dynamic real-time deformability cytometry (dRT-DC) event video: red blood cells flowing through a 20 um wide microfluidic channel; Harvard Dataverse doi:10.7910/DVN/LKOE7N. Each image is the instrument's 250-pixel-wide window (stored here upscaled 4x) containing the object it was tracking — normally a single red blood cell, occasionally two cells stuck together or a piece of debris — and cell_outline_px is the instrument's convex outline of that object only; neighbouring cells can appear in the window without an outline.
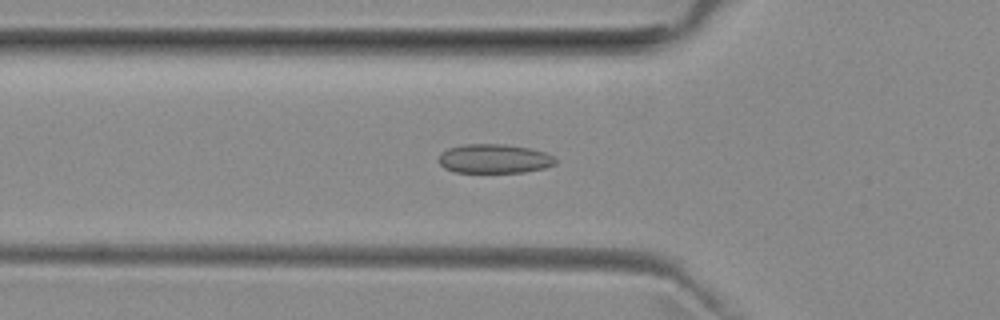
{"species": "common noctule bat (a hibernating species)", "species_latin": "Nyctalus noctula", "temperature_condition": "room temperature", "stored_images_in_passage": 52, "camera_frame_rate_fps": 3000, "um_per_image_px": 0.085, "animal": {"sex": "female", "body_mass_g": 29.2, "forearm_length_mm": 56.3}, "frame": {"image": 1, "passage_image": 18, "time_ms": 5.667, "image_size_px": [1000, 320], "cell_outline_px": [[556, 164], [544, 168], [524, 172], [452, 172], [444, 168], [436, 160], [440, 152], [448, 148], [464, 144], [504, 144], [528, 148], [544, 152], [552, 156], [556, 160]], "centroid_in_image_um": [41.94, 13.49], "position_along_channel_um": 83.9, "area_um2": 19.94}}
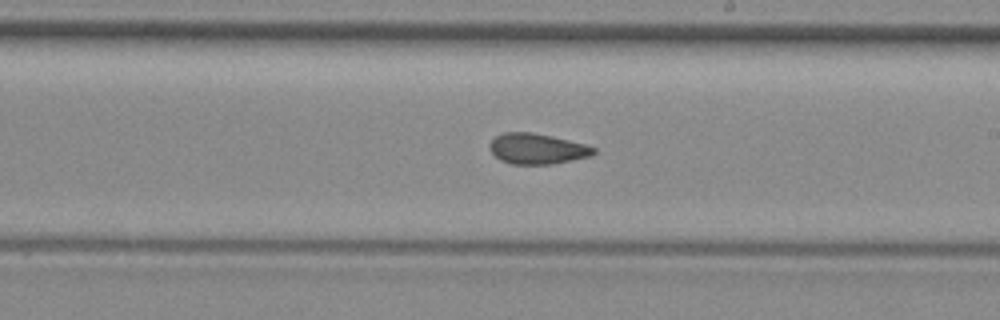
{"frame": {"image": 2, "passage_image": 30, "time_ms": 9.667, "image_size_px": [1000, 320], "cell_outline_px": [[596, 152], [592, 156], [552, 164], [512, 164], [500, 160], [488, 148], [488, 144], [496, 136], [504, 132], [532, 132], [552, 136], [588, 144], [596, 148]], "centroid_in_image_um": [45.68, 12.64], "position_along_channel_um": 243.3, "area_um2": 18.73}}
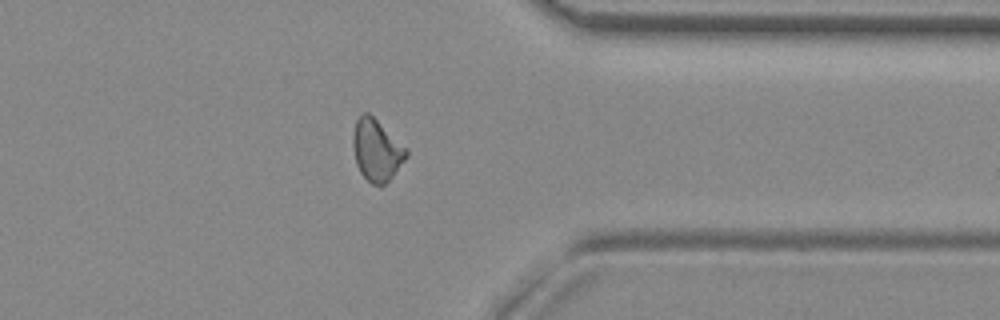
{"frame": {"image": 3, "passage_image": 41, "time_ms": 13.333, "image_size_px": [1000, 320], "cell_outline_px": [[408, 156], [392, 176], [380, 188], [372, 184], [360, 172], [356, 164], [352, 144], [352, 136], [356, 120], [364, 112], [368, 112], [408, 148]], "centroid_in_image_um": [32.01, 12.77], "position_along_channel_um": 379.4, "area_um2": 19.25}, "authors_computed_cell_mechanics": {"area_um2": 19.1029, "velocity_mm_per_s": 3.979, "shape_relaxation_time_tau1_ms": null, "shape_relaxation_time_tau2_ms": 1.6722, "deformation_change_tau1": null, "deformation_change_tau2": 0.0845}}